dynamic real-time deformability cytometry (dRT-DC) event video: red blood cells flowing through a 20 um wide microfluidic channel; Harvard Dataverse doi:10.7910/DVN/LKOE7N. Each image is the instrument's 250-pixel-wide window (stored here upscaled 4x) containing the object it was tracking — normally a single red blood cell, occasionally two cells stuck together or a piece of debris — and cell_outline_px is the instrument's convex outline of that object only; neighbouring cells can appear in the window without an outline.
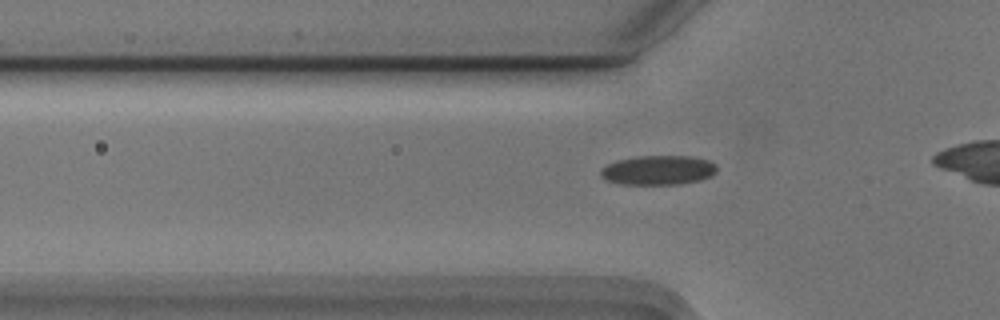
{"species": "Egyptian fruit bat (a non-hibernating species)", "species_latin": "Rousettus aegyptiacus", "temperature_condition": "cold", "stored_images_in_passage": 30, "camera_frame_rate_fps": 3000, "um_per_image_px": 0.085, "animal": {"sex": "male"}, "frame": {"image": 1, "passage_image": 3, "time_ms": 0.667, "image_size_px": [1000, 320], "cell_outline_px": [[716, 172], [712, 176], [700, 180], [680, 184], [616, 184], [604, 180], [600, 176], [600, 168], [616, 160], [636, 156], [692, 156], [708, 160], [716, 164]], "centroid_in_image_um": [55.91, 14.46], "position_along_channel_um": 69.9, "area_um2": 20.23}}
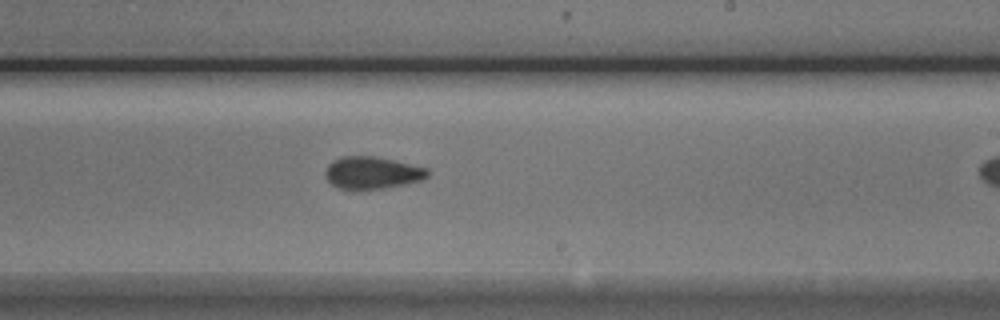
{"frame": {"image": 2, "passage_image": 18, "time_ms": 5.667, "image_size_px": [1000, 320], "cell_outline_px": [[428, 176], [420, 180], [408, 184], [384, 188], [352, 192], [340, 188], [332, 184], [324, 176], [324, 172], [328, 164], [332, 160], [340, 156], [376, 156], [428, 168]], "centroid_in_image_um": [31.58, 14.71], "position_along_channel_um": 257.4, "area_um2": 19.77}}
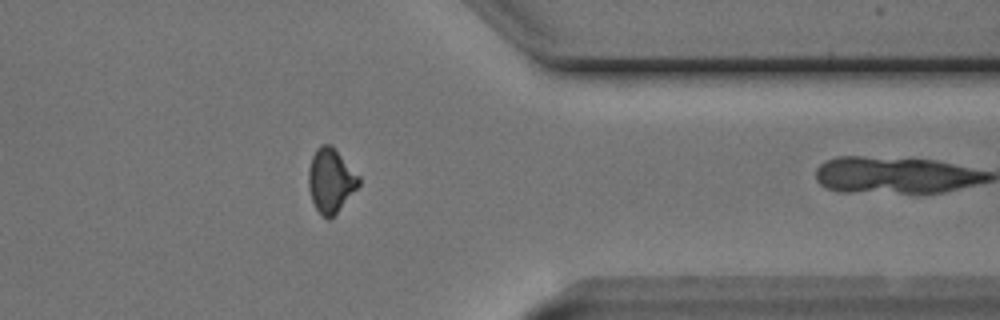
{"frame": {"image": 3, "passage_image": 29, "time_ms": 9.333, "image_size_px": [1000, 320], "cell_outline_px": [[360, 184], [336, 212], [328, 220], [316, 208], [312, 200], [308, 188], [308, 172], [312, 156], [316, 148], [320, 144], [332, 144], [360, 176]], "centroid_in_image_um": [28.11, 15.28], "position_along_channel_um": 383.3, "area_um2": 18.67}}